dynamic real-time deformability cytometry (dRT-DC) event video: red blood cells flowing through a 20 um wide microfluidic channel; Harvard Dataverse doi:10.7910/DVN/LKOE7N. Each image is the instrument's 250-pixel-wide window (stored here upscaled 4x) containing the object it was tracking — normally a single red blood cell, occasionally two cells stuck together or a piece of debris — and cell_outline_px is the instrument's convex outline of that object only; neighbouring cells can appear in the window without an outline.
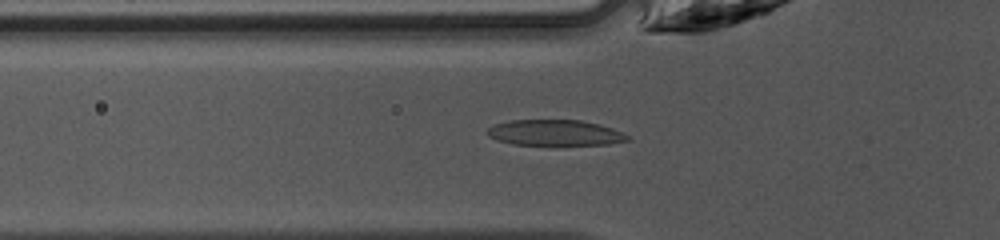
{"species": "common noctule bat (a hibernating species)", "species_latin": "Nyctalus noctula", "temperature_condition": "warm", "stored_images_in_passage": 47, "camera_frame_rate_fps": 3000, "um_per_image_px": 0.085, "animal": {"sex": "female", "body_mass_g": 10.0, "forearm_length_mm": 53.1}, "frame": {"image": 1, "passage_image": 16, "time_ms": 5.0, "image_size_px": [1000, 240], "cell_outline_px": [[632, 140], [608, 144], [552, 148], [512, 144], [488, 136], [484, 132], [488, 128], [496, 124], [508, 120], [580, 120], [600, 124], [612, 128], [628, 136]], "centroid_in_image_um": [47.18, 11.34], "position_along_channel_um": 78.6, "area_um2": 22.2}}
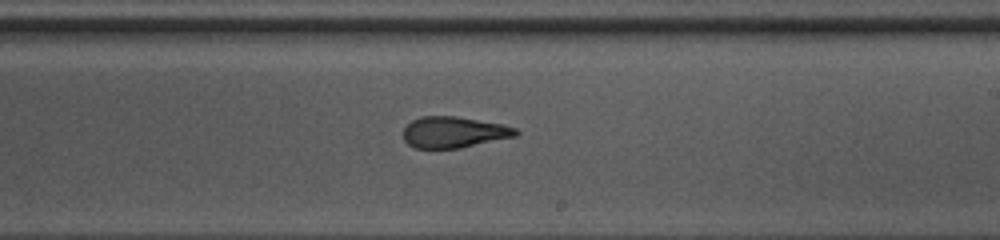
{"frame": {"image": 2, "passage_image": 28, "time_ms": 9.0, "image_size_px": [1000, 240], "cell_outline_px": [[520, 132], [516, 136], [460, 148], [416, 148], [408, 144], [404, 140], [404, 128], [412, 120], [420, 116], [456, 116], [504, 124], [516, 128]], "centroid_in_image_um": [38.59, 11.23], "position_along_channel_um": 250.4, "area_um2": 20.46}}
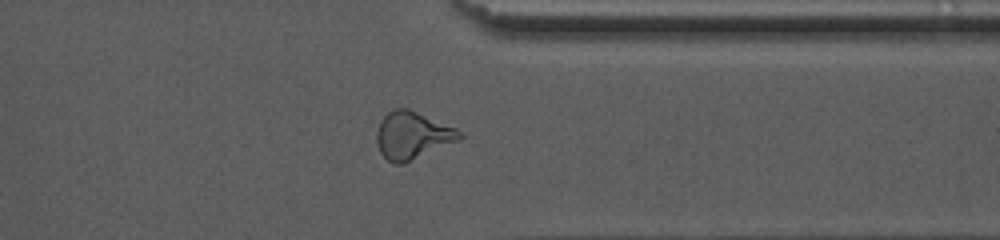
{"frame": {"image": 3, "passage_image": 37, "time_ms": 12.0, "image_size_px": [1000, 240], "cell_outline_px": [[464, 136], [460, 140], [404, 164], [396, 164], [388, 160], [380, 152], [376, 140], [376, 132], [380, 120], [388, 112], [396, 108], [408, 108], [456, 128]], "centroid_in_image_um": [35.05, 11.51], "position_along_channel_um": 376.4, "area_um2": 22.95}, "authors_computed_cell_mechanics": {"area_um2": 21.5594, "velocity_mm_per_s": 4.2602, "shape_relaxation_time_tau1_ms": 5.6187, "shape_relaxation_time_tau2_ms": 1.4245, "deformation_change_tau1": 0.1942, "deformation_change_tau2": 0.1046}}